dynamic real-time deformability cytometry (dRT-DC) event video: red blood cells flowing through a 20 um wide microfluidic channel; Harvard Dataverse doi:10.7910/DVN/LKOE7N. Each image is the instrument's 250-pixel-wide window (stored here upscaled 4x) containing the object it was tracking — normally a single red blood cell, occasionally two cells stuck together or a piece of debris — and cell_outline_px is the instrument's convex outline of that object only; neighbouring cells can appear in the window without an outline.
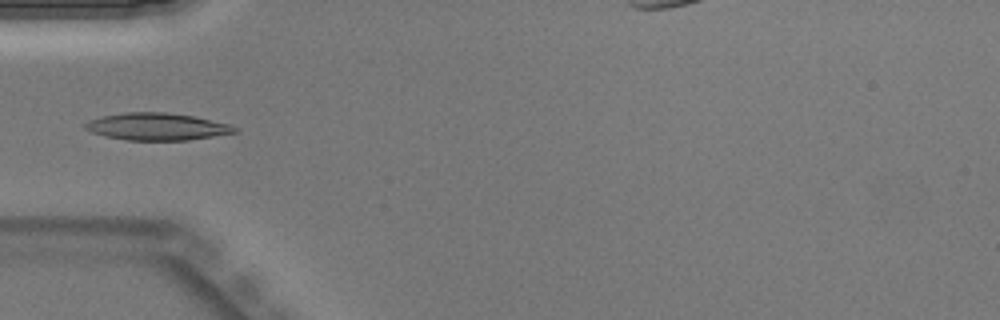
{"species": "Egyptian fruit bat (a non-hibernating species)", "species_latin": "Rousettus aegyptiacus", "temperature_condition": "warm", "stored_images_in_passage": 14, "camera_frame_rate_fps": 3000, "um_per_image_px": 0.085, "animal": {"sex": "male"}, "frame": {"image": 1, "passage_image": 3, "time_ms": 0.667, "image_size_px": [1000, 320], "cell_outline_px": [[240, 132], [188, 140], [128, 140], [104, 136], [92, 132], [84, 128], [84, 124], [88, 120], [104, 116], [124, 112], [168, 112], [192, 116], [232, 124], [240, 128]], "centroid_in_image_um": [13.4, 10.76], "position_along_channel_um": 71.6, "area_um2": 23.87}}
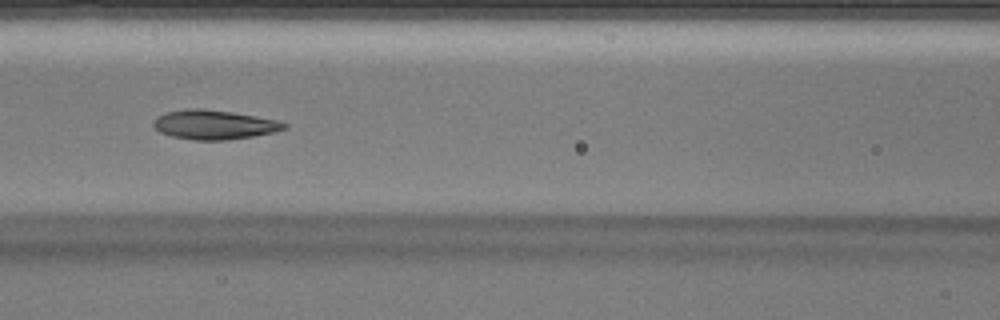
{"frame": {"image": 2, "passage_image": 8, "time_ms": 2.333, "image_size_px": [1000, 320], "cell_outline_px": [[288, 128], [272, 132], [252, 136], [228, 140], [196, 140], [172, 136], [160, 132], [152, 124], [160, 116], [168, 112], [188, 108], [200, 108], [232, 112], [280, 120], [288, 124]], "centroid_in_image_um": [18.26, 10.6], "position_along_channel_um": 148.3, "area_um2": 22.14}}